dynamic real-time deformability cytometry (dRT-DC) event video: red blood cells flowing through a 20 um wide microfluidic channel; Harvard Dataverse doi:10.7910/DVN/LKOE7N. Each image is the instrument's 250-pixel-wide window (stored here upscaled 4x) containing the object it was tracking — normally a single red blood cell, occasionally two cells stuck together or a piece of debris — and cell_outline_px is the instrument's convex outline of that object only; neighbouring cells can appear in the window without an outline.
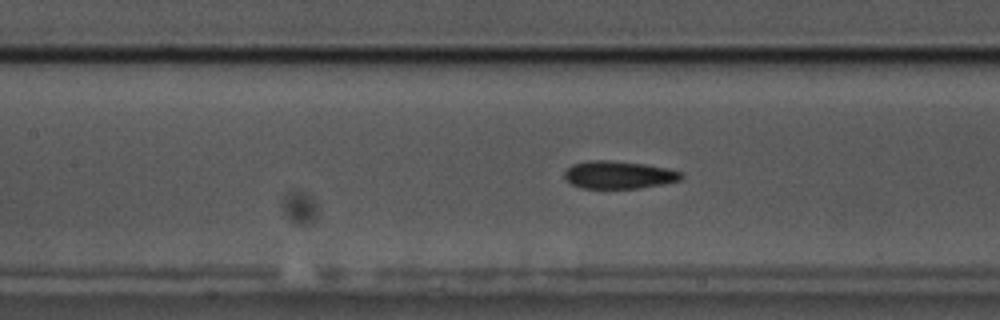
{"species": "common noctule bat (a hibernating species)", "species_latin": "Nyctalus noctula", "temperature_condition": "cold", "stored_images_in_passage": 55, "camera_frame_rate_fps": 3000, "um_per_image_px": 0.085, "animal": {"sex": "male", "body_mass_g": 17.5, "forearm_length_mm": 52.3}, "frame": {"image": 1, "passage_image": 24, "time_ms": 7.667, "image_size_px": [1000, 320], "cell_outline_px": [[684, 176], [680, 180], [660, 184], [636, 188], [584, 188], [572, 184], [564, 176], [564, 172], [572, 164], [592, 160], [608, 160], [644, 164], [664, 168], [680, 172]], "centroid_in_image_um": [52.56, 14.86], "position_along_channel_um": 154.8, "area_um2": 18.44}}
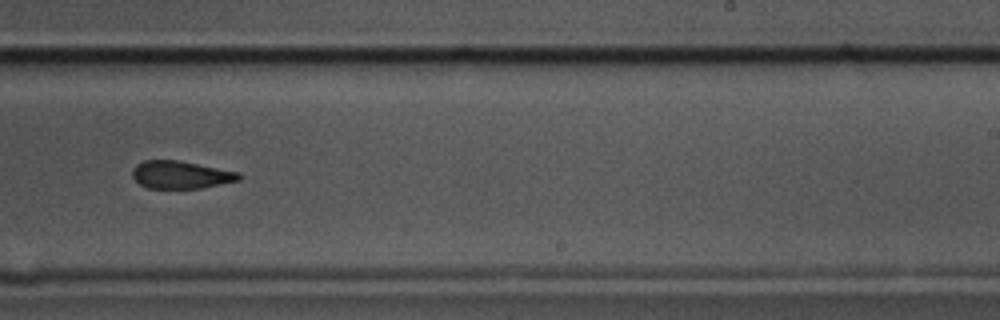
{"frame": {"image": 2, "passage_image": 34, "time_ms": 11.0, "image_size_px": [1000, 320], "cell_outline_px": [[244, 176], [240, 180], [200, 188], [148, 188], [140, 184], [132, 176], [132, 168], [136, 164], [144, 160], [180, 160], [240, 172]], "centroid_in_image_um": [15.39, 14.84], "position_along_channel_um": 273.6, "area_um2": 17.34}}
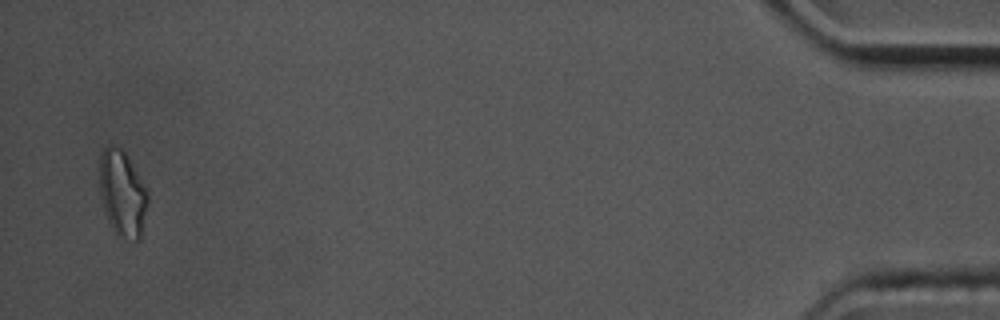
{"frame": {"image": 3, "passage_image": 54, "time_ms": 17.667, "image_size_px": [1000, 320], "cell_outline_px": [[148, 204], [140, 240], [136, 244], [116, 236], [104, 212], [100, 192], [100, 152], [108, 144], [112, 144], [120, 148], [124, 152], [148, 192]], "centroid_in_image_um": [10.4, 16.52], "position_along_channel_um": 424.8, "area_um2": 24.45}, "authors_computed_cell_mechanics": {"area_um2": 18.8428, "velocity_mm_per_s": 3.5723, "shape_relaxation_time_tau1_ms": 3.5561, "shape_relaxation_time_tau2_ms": 3.4336, "deformation_change_tau1": 0.1087, "deformation_change_tau2": 0.114}}